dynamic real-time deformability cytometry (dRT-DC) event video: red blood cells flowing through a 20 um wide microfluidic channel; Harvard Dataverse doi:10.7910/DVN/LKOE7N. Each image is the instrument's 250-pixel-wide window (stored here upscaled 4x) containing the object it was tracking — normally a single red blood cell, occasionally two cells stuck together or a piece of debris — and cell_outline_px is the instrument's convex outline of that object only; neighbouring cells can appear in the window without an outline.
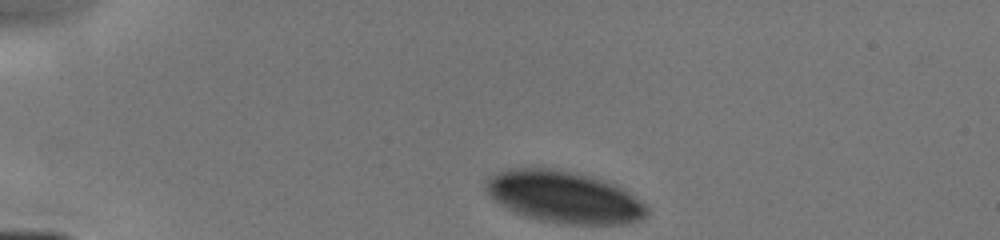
{"species": "human", "species_latin": "Homo sapiens", "temperature_condition": "cold", "stored_images_in_passage": 52, "camera_frame_rate_fps": 3000, "um_per_image_px": 0.085, "donor": {"sex": "male"}, "frame": {"image": 1, "passage_image": 1, "time_ms": 0.0, "image_size_px": [1000, 240], "cell_outline_px": [[648, 212], [640, 220], [624, 224], [564, 224], [540, 220], [504, 208], [484, 188], [484, 180], [496, 172], [508, 168], [556, 168], [592, 176], [616, 184], [628, 192], [644, 204], [648, 208]], "centroid_in_image_um": [47.92, 16.73], "position_along_channel_um": 37.1, "area_um2": 48.67}}
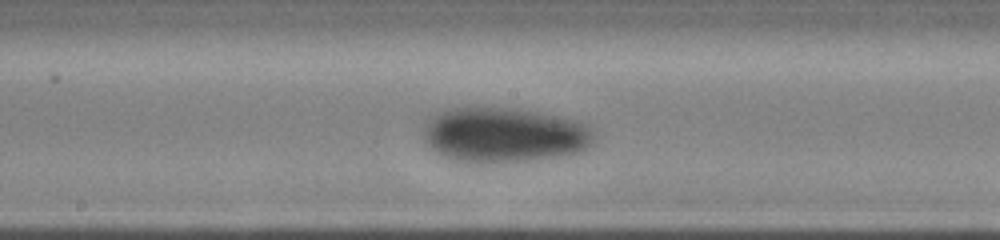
{"frame": {"image": 2, "passage_image": 29, "time_ms": 5.333, "image_size_px": [1000, 240], "cell_outline_px": [[592, 144], [588, 148], [580, 152], [532, 160], [496, 164], [476, 164], [452, 160], [436, 152], [424, 140], [424, 124], [436, 112], [448, 108], [504, 108], [536, 112], [572, 120], [588, 124], [592, 128]], "centroid_in_image_um": [42.8, 11.5], "position_along_channel_um": 205.4, "area_um2": 54.79}}
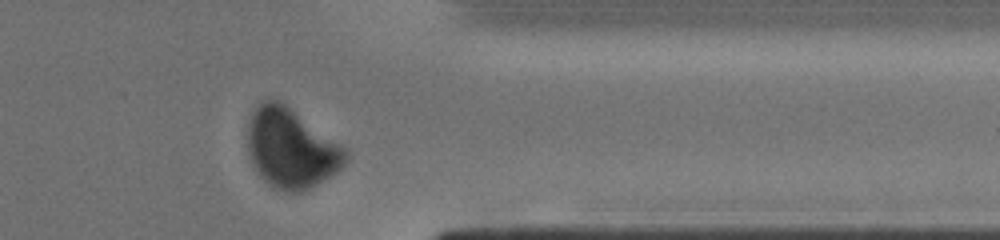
{"frame": {"image": 3, "passage_image": 44, "time_ms": 9.667, "image_size_px": [1000, 240], "cell_outline_px": [[348, 156], [344, 164], [336, 172], [316, 184], [300, 192], [292, 192], [276, 188], [268, 184], [252, 168], [244, 136], [252, 112], [264, 100], [280, 100], [344, 148], [348, 152]], "centroid_in_image_um": [24.66, 12.61], "position_along_channel_um": 386.7, "area_um2": 45.14}}